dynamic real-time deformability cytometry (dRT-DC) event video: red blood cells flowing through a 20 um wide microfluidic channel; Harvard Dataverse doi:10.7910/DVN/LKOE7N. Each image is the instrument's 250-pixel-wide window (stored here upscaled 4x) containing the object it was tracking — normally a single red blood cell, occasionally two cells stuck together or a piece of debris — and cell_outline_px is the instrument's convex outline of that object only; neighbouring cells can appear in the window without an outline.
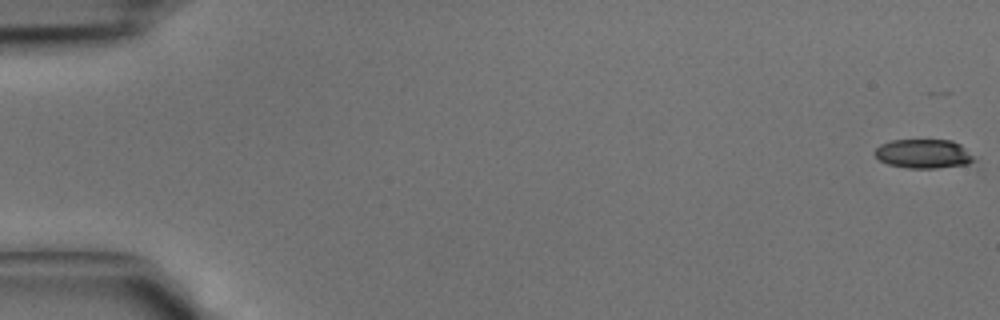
{"species": "common noctule bat (a hibernating species)", "species_latin": "Nyctalus noctula", "temperature_condition": "cold", "stored_images_in_passage": 30, "camera_frame_rate_fps": 3000, "um_per_image_px": 0.085, "animal": {"sex": "male", "body_mass_g": 15.6}, "frame": {"image": 1, "passage_image": 1, "time_ms": 0.0, "image_size_px": [1000, 320], "cell_outline_px": [[976, 160], [968, 164], [936, 168], [908, 168], [888, 164], [880, 160], [872, 152], [880, 144], [892, 140], [952, 140], [960, 144]], "centroid_in_image_um": [78.47, 13.07], "position_along_channel_um": 6.5, "area_um2": 16.76}}
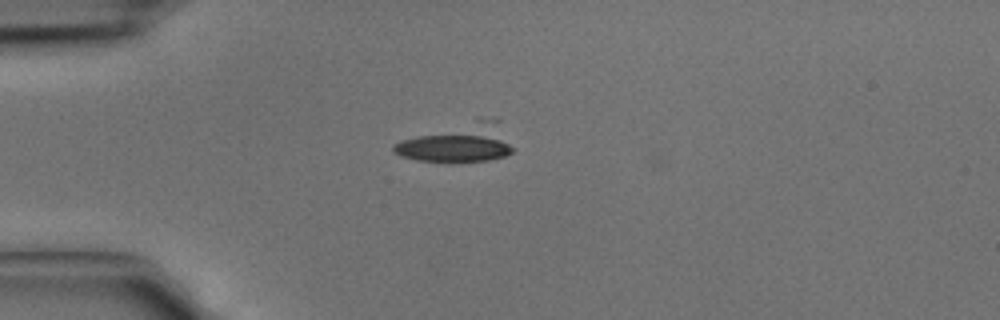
{"frame": {"image": 2, "passage_image": 12, "time_ms": 3.667, "image_size_px": [1000, 320], "cell_outline_px": [[516, 148], [512, 152], [504, 156], [488, 160], [452, 164], [416, 160], [400, 156], [392, 152], [392, 144], [400, 140], [416, 136], [468, 132], [472, 132], [492, 136]], "centroid_in_image_um": [38.44, 12.58], "position_along_channel_um": 46.6, "area_um2": 20.63}}
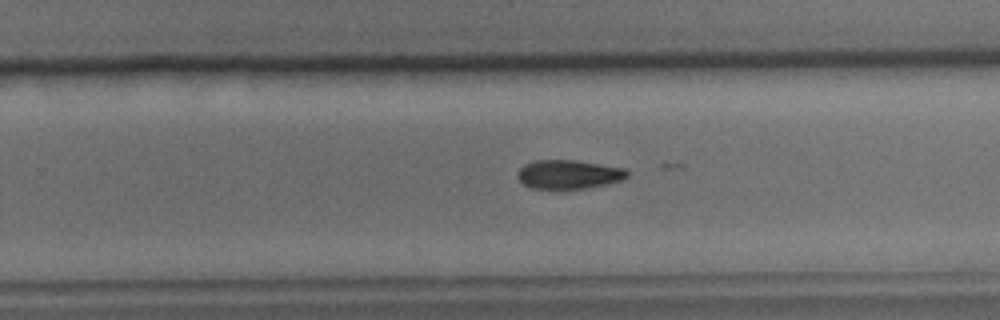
{"frame": {"image": 3, "passage_image": 28, "time_ms": 9.0, "image_size_px": [1000, 320], "cell_outline_px": [[628, 176], [620, 180], [604, 184], [584, 188], [532, 188], [524, 184], [516, 176], [516, 172], [524, 164], [536, 160], [576, 160], [624, 168], [628, 172]], "centroid_in_image_um": [48.29, 14.8], "position_along_channel_um": 281.5, "area_um2": 18.21}}